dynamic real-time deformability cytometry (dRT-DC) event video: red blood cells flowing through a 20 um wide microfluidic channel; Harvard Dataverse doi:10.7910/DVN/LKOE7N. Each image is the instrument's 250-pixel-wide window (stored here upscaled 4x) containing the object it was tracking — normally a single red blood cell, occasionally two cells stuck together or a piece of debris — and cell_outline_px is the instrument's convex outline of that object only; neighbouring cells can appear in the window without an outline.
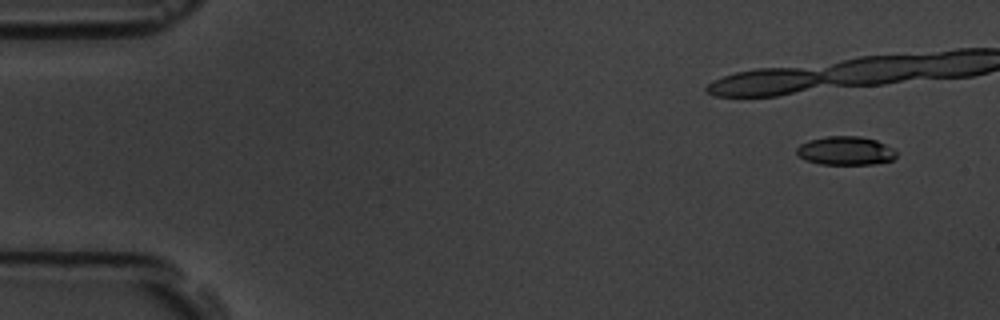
{"species": "common noctule bat (a hibernating species)", "species_latin": "Nyctalus noctula", "temperature_condition": "room temperature", "stored_images_in_passage": 19, "camera_frame_rate_fps": 3000, "um_per_image_px": 0.085, "animal": {"sex": "male", "body_mass_g": 19.5, "forearm_length_mm": 54.6}, "frame": {"image": 1, "passage_image": 4, "time_ms": 1.0, "image_size_px": [1000, 320], "cell_outline_px": [[896, 156], [892, 160], [872, 164], [820, 164], [808, 160], [800, 156], [796, 152], [796, 148], [800, 144], [808, 140], [824, 136], [860, 136], [876, 140], [892, 148], [896, 152]], "centroid_in_image_um": [71.86, 12.8], "position_along_channel_um": 13.1, "area_um2": 16.53}}